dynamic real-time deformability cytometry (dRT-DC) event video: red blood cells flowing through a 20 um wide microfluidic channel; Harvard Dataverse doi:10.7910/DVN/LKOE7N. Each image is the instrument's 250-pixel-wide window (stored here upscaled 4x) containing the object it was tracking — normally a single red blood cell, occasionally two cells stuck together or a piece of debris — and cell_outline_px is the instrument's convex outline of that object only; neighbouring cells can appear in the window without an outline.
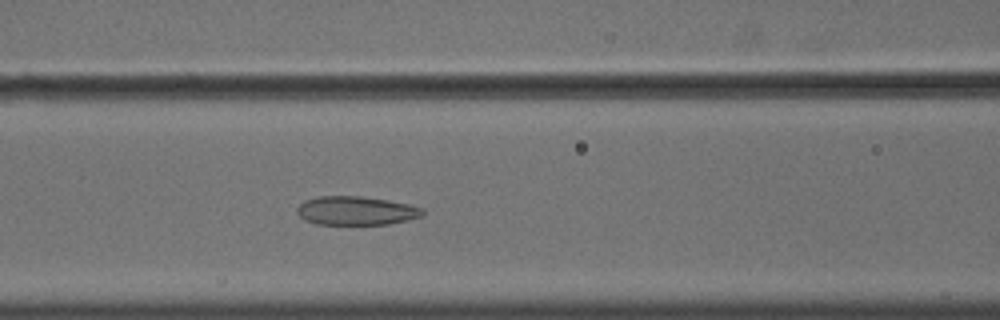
{"species": "common noctule bat (a hibernating species)", "species_latin": "Nyctalus noctula", "temperature_condition": "cold", "stored_images_in_passage": 56, "camera_frame_rate_fps": 3000, "um_per_image_px": 0.085, "animal": {"sex": "male", "body_mass_g": 18.8}, "frame": {"image": 1, "passage_image": 25, "time_ms": 8.0, "image_size_px": [1000, 320], "cell_outline_px": [[424, 216], [408, 220], [388, 224], [316, 224], [304, 220], [296, 212], [296, 208], [304, 200], [320, 196], [360, 196], [388, 200], [408, 204], [424, 208]], "centroid_in_image_um": [30.27, 17.91], "position_along_channel_um": 136.3, "area_um2": 21.15}}
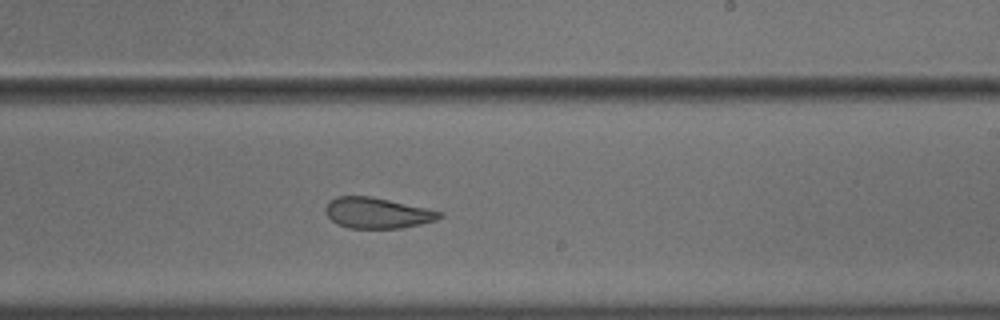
{"frame": {"image": 2, "passage_image": 35, "time_ms": 11.333, "image_size_px": [1000, 320], "cell_outline_px": [[444, 216], [436, 220], [420, 224], [400, 228], [348, 228], [336, 224], [328, 216], [324, 208], [328, 200], [336, 196], [372, 196], [444, 212]], "centroid_in_image_um": [32.05, 18.09], "position_along_channel_um": 257.0, "area_um2": 20.58}}
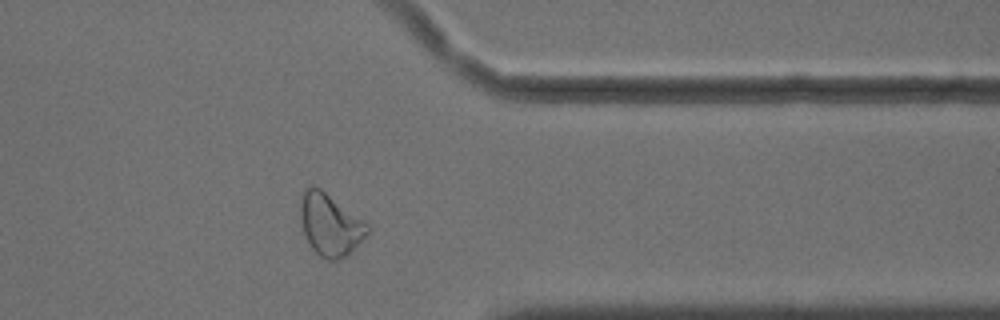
{"frame": {"image": 3, "passage_image": 46, "time_ms": 15.0, "image_size_px": [1000, 320], "cell_outline_px": [[372, 228], [364, 240], [340, 260], [328, 260], [320, 256], [312, 248], [304, 236], [300, 220], [300, 196], [308, 184], [312, 184], [320, 188], [364, 220]], "centroid_in_image_um": [28.05, 19.08], "position_along_channel_um": 383.3, "area_um2": 24.62}, "authors_computed_cell_mechanics": {"area_um2": 24.7673, "velocity_mm_per_s": 3.6194, "shape_relaxation_time_tau1_ms": null, "shape_relaxation_time_tau2_ms": 2.0415, "deformation_change_tau1": null, "deformation_change_tau2": 0.0949}}